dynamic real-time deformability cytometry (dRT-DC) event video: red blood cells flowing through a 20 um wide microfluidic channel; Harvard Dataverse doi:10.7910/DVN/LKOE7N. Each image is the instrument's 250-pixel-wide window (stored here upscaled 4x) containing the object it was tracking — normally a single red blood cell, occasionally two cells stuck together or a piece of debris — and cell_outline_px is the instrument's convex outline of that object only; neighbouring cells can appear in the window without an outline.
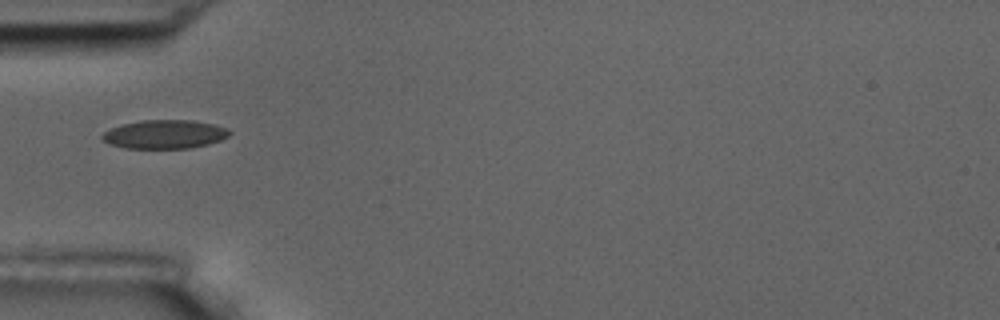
{"species": "common noctule bat (a hibernating species)", "species_latin": "Nyctalus noctula", "temperature_condition": "room temperature", "stored_images_in_passage": 15, "camera_frame_rate_fps": 3000, "um_per_image_px": 0.085, "animal": {"sex": "male", "body_mass_g": 17.5, "forearm_length_mm": 52.3}, "frame": {"image": 1, "passage_image": 5, "time_ms": 5.667, "image_size_px": [1000, 320], "cell_outline_px": [[232, 132], [228, 136], [220, 140], [208, 144], [188, 148], [124, 148], [108, 144], [100, 136], [104, 132], [120, 124], [140, 120], [192, 120], [212, 124], [228, 128]], "centroid_in_image_um": [13.98, 11.41], "position_along_channel_um": 71.0, "area_um2": 21.33}}
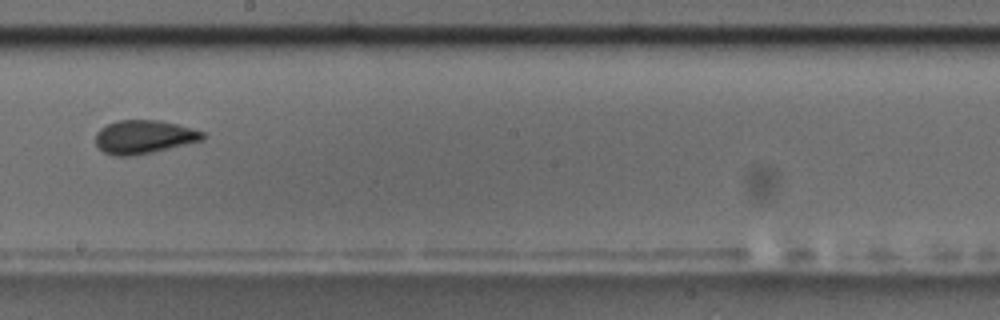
{"frame": {"image": 2, "passage_image": 9, "time_ms": 10.333, "image_size_px": [1000, 320], "cell_outline_px": [[204, 140], [152, 152], [132, 156], [112, 156], [104, 152], [96, 144], [96, 132], [100, 128], [116, 120], [160, 120], [192, 128], [204, 132]], "centroid_in_image_um": [12.22, 11.63], "position_along_channel_um": 236.0, "area_um2": 20.92}}
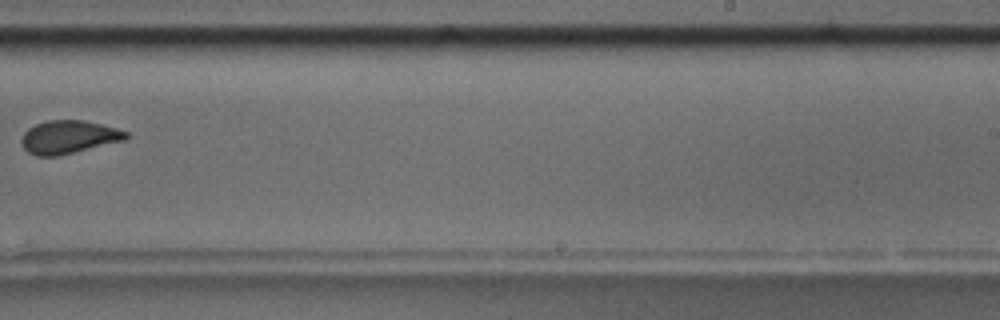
{"frame": {"image": 3, "passage_image": 10, "time_ms": 11.667, "image_size_px": [1000, 320], "cell_outline_px": [[132, 136], [124, 140], [56, 156], [36, 156], [28, 152], [20, 144], [20, 140], [24, 132], [28, 128], [36, 124], [48, 120], [84, 120], [116, 128], [128, 132]], "centroid_in_image_um": [5.82, 11.64], "position_along_channel_um": 283.2, "area_um2": 20.11}}